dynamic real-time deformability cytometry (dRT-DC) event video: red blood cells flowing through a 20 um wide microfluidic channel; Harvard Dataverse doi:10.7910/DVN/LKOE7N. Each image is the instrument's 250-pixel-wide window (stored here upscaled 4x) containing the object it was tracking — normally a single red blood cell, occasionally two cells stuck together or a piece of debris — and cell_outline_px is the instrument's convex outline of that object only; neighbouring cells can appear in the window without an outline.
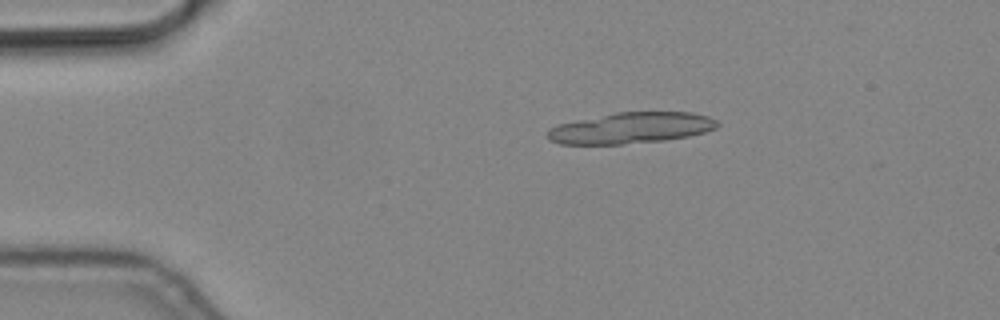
{"species": "common noctule bat (a hibernating species)", "species_latin": "Nyctalus noctula", "temperature_condition": "cold", "stored_images_in_passage": 14, "camera_frame_rate_fps": 3000, "um_per_image_px": 0.085, "animal": {"sex": "male", "body_mass_g": 19.2, "forearm_length_mm": 51.8}, "frame": {"image": 1, "passage_image": 3, "time_ms": 0.667, "image_size_px": [1000, 320], "cell_outline_px": [[720, 124], [716, 128], [704, 132], [688, 136], [664, 140], [620, 144], [560, 144], [548, 140], [548, 128], [556, 124], [616, 112], [692, 112], [708, 116], [716, 120]], "centroid_in_image_um": [53.62, 10.87], "position_along_channel_um": 31.4, "area_um2": 30.75}}
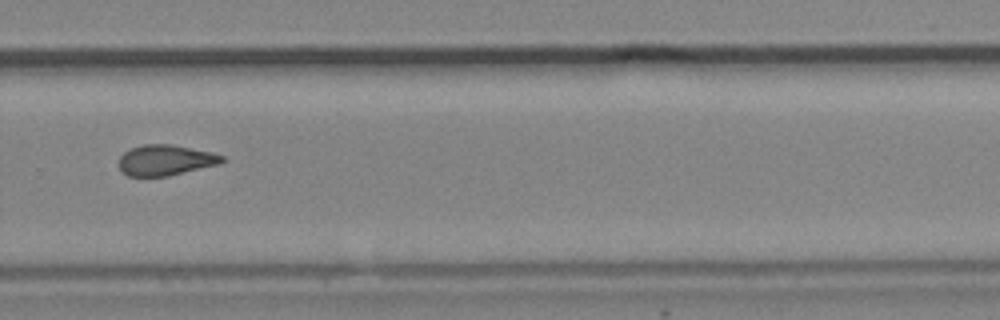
{"frame": {"image": 2, "passage_image": 10, "time_ms": 3.0, "image_size_px": [1000, 320], "cell_outline_px": [[224, 160], [220, 164], [168, 176], [128, 176], [120, 168], [120, 156], [128, 148], [144, 144], [168, 144], [212, 152], [224, 156]], "centroid_in_image_um": [14.07, 13.61], "position_along_channel_um": 315.7, "area_um2": 18.32}}